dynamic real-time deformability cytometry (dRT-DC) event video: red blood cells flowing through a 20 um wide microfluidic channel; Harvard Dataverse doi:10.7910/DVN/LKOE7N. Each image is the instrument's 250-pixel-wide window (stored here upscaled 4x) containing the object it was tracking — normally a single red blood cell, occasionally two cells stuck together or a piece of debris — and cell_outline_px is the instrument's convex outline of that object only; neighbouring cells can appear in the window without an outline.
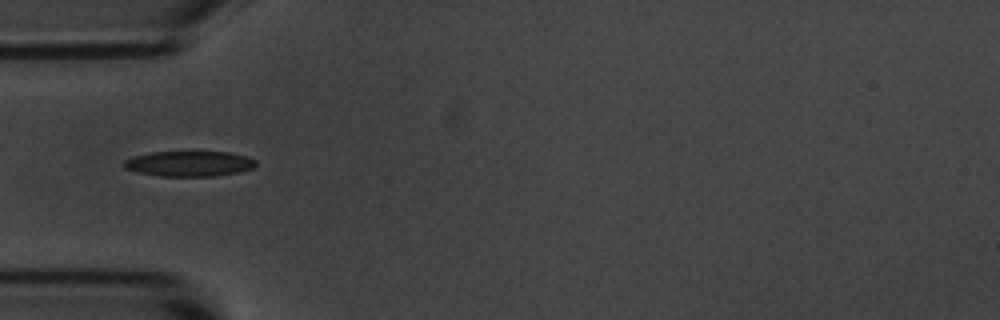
{"species": "common noctule bat (a hibernating species)", "species_latin": "Nyctalus noctula", "temperature_condition": "room temperature", "stored_images_in_passage": 23, "camera_frame_rate_fps": 3000, "um_per_image_px": 0.085, "animal": {"sex": "male", "body_mass_g": 20.1, "forearm_length_mm": 53.5}, "frame": {"image": 1, "passage_image": 4, "time_ms": 1.0, "image_size_px": [1000, 320], "cell_outline_px": [[256, 164], [252, 168], [240, 172], [212, 176], [160, 176], [140, 172], [124, 168], [124, 160], [136, 156], [152, 152], [228, 152], [244, 156], [256, 160]], "centroid_in_image_um": [16.1, 13.91], "position_along_channel_um": 68.9, "area_um2": 19.19}}
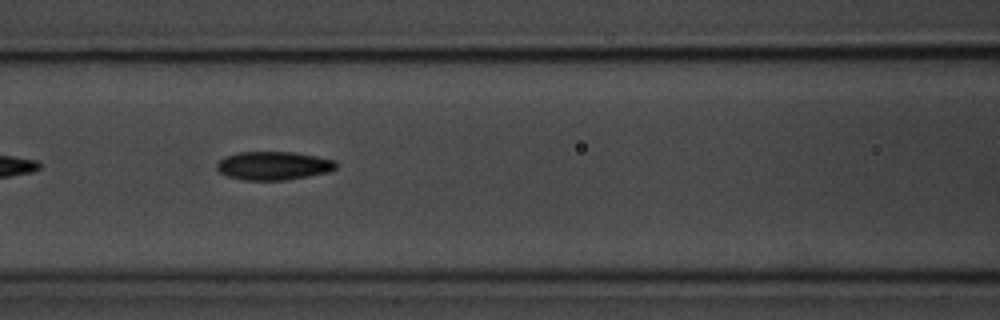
{"frame": {"image": 2, "passage_image": 10, "time_ms": 3.0, "image_size_px": [1000, 320], "cell_outline_px": [[336, 168], [328, 172], [308, 176], [284, 180], [244, 180], [228, 176], [220, 172], [216, 168], [216, 164], [224, 156], [240, 152], [292, 152], [316, 156], [336, 160]], "centroid_in_image_um": [23.24, 14.08], "position_along_channel_um": 143.4, "area_um2": 19.71}}
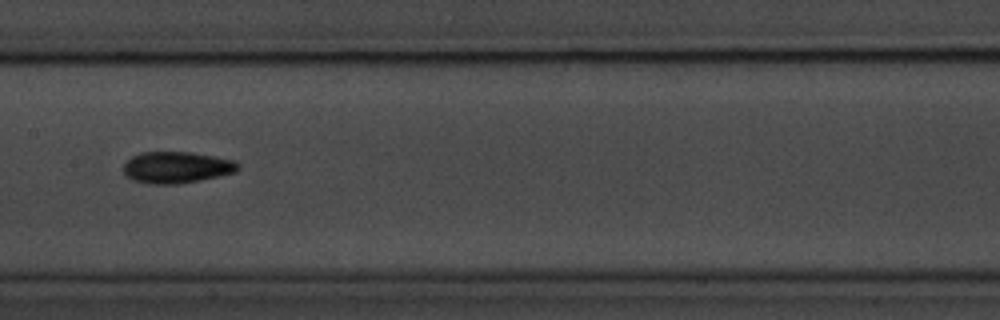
{"frame": {"image": 3, "passage_image": 14, "time_ms": 4.333, "image_size_px": [1000, 320], "cell_outline_px": [[240, 168], [236, 172], [200, 180], [180, 184], [152, 184], [132, 180], [124, 172], [124, 164], [132, 156], [140, 152], [192, 152], [236, 160], [240, 164]], "centroid_in_image_um": [15.05, 14.22], "position_along_channel_um": 192.4, "area_um2": 21.15}}